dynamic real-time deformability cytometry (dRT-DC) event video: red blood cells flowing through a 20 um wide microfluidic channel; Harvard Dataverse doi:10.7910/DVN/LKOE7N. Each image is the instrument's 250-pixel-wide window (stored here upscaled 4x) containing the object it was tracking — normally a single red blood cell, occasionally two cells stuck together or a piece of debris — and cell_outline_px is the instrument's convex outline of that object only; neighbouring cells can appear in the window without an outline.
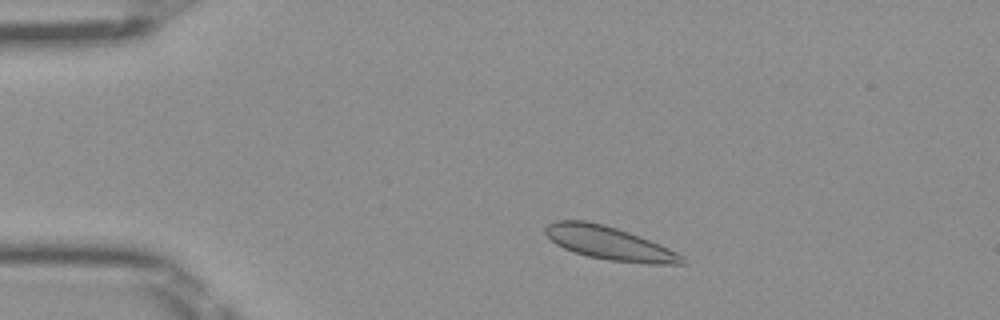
{"species": "Egyptian fruit bat (a non-hibernating species)", "species_latin": "Rousettus aegyptiacus", "temperature_condition": "room temperature", "stored_images_in_passage": 47, "camera_frame_rate_fps": 3000, "um_per_image_px": 0.085, "frame": {"image": 1, "passage_image": 6, "time_ms": 1.667, "image_size_px": [1000, 320], "cell_outline_px": [[688, 264], [648, 264], [608, 260], [588, 256], [564, 248], [556, 244], [544, 232], [544, 228], [548, 224], [556, 220], [584, 220], [604, 224], [640, 236], [660, 244], [684, 256]], "centroid_in_image_um": [51.82, 20.67], "position_along_channel_um": 33.2, "area_um2": 26.53}}
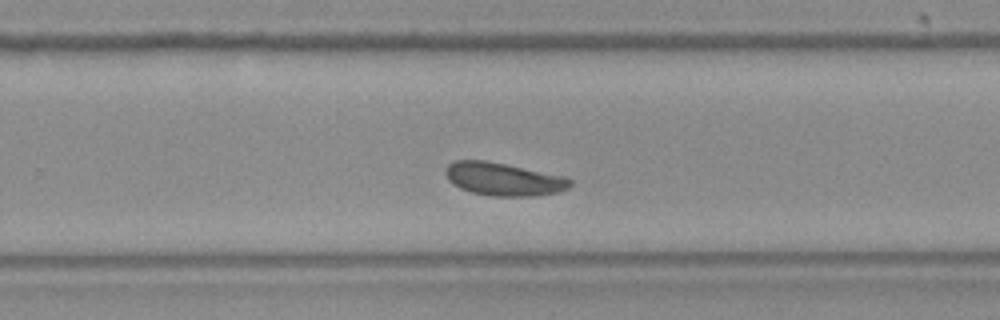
{"frame": {"image": 2, "passage_image": 29, "time_ms": 9.333, "image_size_px": [1000, 320], "cell_outline_px": [[572, 184], [568, 188], [560, 192], [532, 196], [492, 196], [472, 192], [460, 188], [448, 180], [444, 172], [444, 168], [452, 160], [484, 160], [568, 176], [572, 180]], "centroid_in_image_um": [42.81, 15.22], "position_along_channel_um": 287.0, "area_um2": 24.22}}
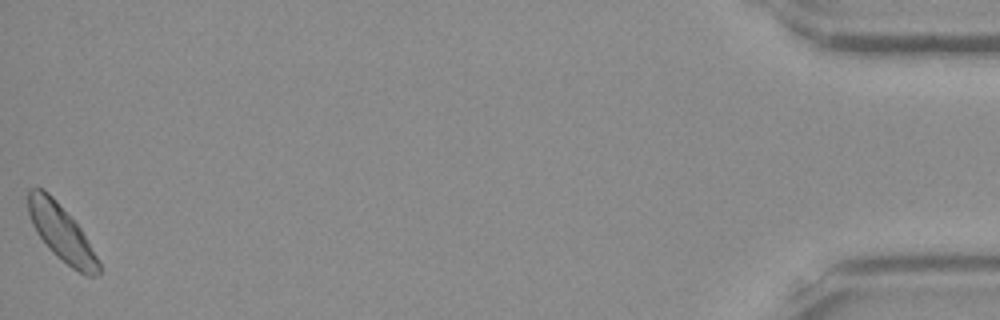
{"frame": {"image": 3, "passage_image": 47, "time_ms": 15.333, "image_size_px": [1000, 320], "cell_outline_px": [[100, 276], [84, 276], [72, 268], [56, 256], [52, 252], [36, 232], [32, 224], [28, 212], [28, 188], [44, 188], [56, 200], [80, 228], [96, 256], [100, 264]], "centroid_in_image_um": [5.21, 19.8], "position_along_channel_um": 430.0, "area_um2": 22.83}, "authors_computed_cell_mechanics": {"area_um2": 23.987, "velocity_mm_per_s": 3.9525, "shape_relaxation_time_tau1_ms": 7.6966, "shape_relaxation_time_tau2_ms": null, "deformation_change_tau1": 0.1016, "deformation_change_tau2": null}}